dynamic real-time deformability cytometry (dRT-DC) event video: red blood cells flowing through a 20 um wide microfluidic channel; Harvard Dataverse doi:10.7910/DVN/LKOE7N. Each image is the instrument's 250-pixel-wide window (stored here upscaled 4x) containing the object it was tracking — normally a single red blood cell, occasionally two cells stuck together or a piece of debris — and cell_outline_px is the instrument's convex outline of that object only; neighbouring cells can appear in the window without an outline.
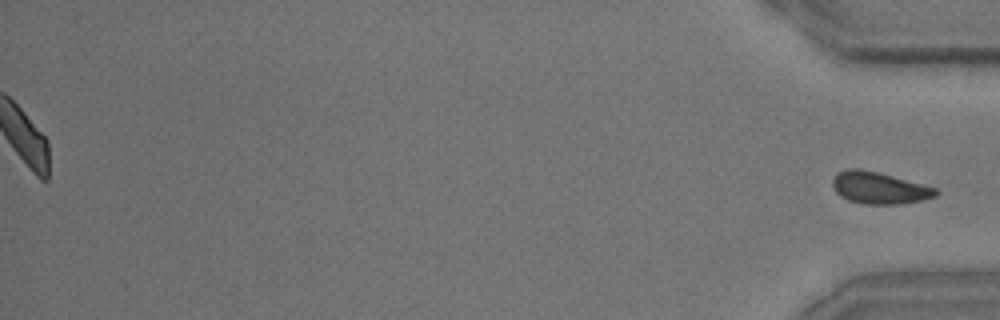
{"species": "common noctule bat (a hibernating species)", "species_latin": "Nyctalus noctula", "temperature_condition": "room temperature", "stored_images_in_passage": 48, "segment_of_instrument_passage": [2, 2], "camera_frame_rate_fps": 3000, "um_per_image_px": 0.085, "animal": {"sex": "male", "body_mass_g": 15.6}, "frame": {"image": 1, "passage_image": 48, "time_ms": 15.667, "image_size_px": [1000, 320], "cell_outline_px": [[940, 192], [936, 196], [920, 200], [900, 204], [868, 204], [848, 200], [840, 196], [836, 192], [832, 184], [832, 180], [836, 172], [848, 168], [860, 168], [876, 172], [936, 188]], "centroid_in_image_um": [74.69, 15.97], "position_along_channel_um": 360.5, "area_um2": 18.96}}